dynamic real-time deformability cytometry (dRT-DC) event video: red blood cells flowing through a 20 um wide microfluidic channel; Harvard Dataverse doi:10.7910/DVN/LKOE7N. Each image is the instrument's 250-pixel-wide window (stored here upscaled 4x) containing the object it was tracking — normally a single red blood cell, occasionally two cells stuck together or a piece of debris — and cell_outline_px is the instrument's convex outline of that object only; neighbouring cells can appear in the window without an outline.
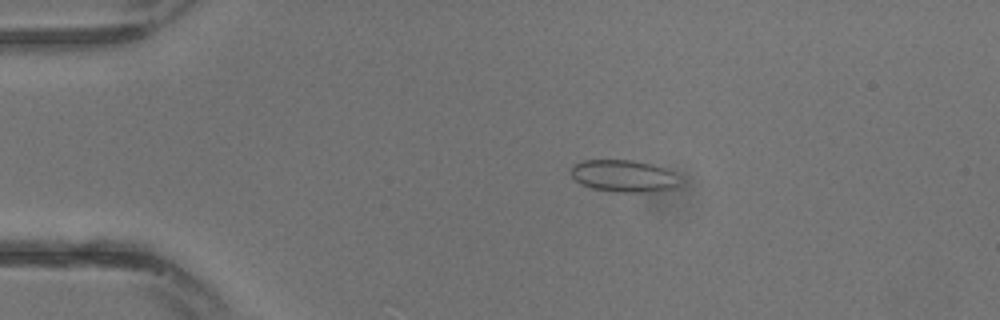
{"species": "common noctule bat (a hibernating species)", "species_latin": "Nyctalus noctula", "temperature_condition": "warm", "stored_images_in_passage": 13, "camera_frame_rate_fps": 3000, "um_per_image_px": 0.085, "animal": {"sex": "male", "body_mass_g": 13.3}, "frame": {"image": 1, "passage_image": 6, "time_ms": 1.667, "image_size_px": [1000, 320], "cell_outline_px": [[676, 188], [648, 192], [616, 192], [592, 188], [580, 184], [572, 176], [572, 164], [580, 160], [632, 160], [652, 164], [664, 168], [672, 172], [676, 184]], "centroid_in_image_um": [52.93, 14.95], "position_along_channel_um": 32.1, "area_um2": 20.06}}
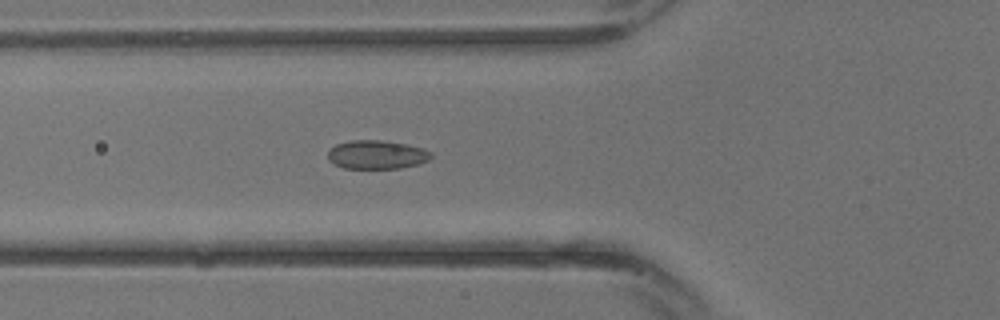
{"frame": {"image": 2, "passage_image": 11, "time_ms": 3.333, "image_size_px": [1000, 320], "cell_outline_px": [[432, 156], [428, 160], [416, 164], [400, 168], [344, 168], [332, 164], [328, 160], [328, 148], [336, 144], [352, 140], [380, 140], [404, 144], [424, 148], [432, 152]], "centroid_in_image_um": [31.98, 13.14], "position_along_channel_um": 93.8, "area_um2": 17.28}}
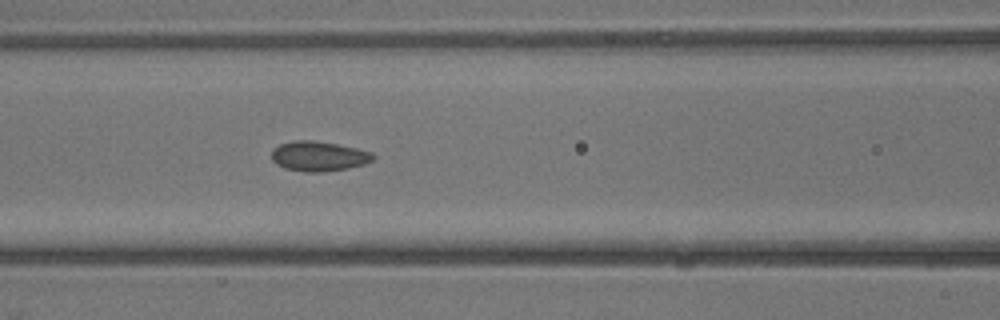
{"frame": {"image": 3, "passage_image": 13, "time_ms": 4.0, "image_size_px": [1000, 320], "cell_outline_px": [[376, 156], [372, 160], [364, 164], [348, 168], [320, 172], [304, 172], [284, 168], [276, 164], [272, 160], [272, 148], [280, 144], [292, 140], [316, 140], [356, 148], [372, 152]], "centroid_in_image_um": [27.06, 13.27], "position_along_channel_um": 139.5, "area_um2": 17.8}}